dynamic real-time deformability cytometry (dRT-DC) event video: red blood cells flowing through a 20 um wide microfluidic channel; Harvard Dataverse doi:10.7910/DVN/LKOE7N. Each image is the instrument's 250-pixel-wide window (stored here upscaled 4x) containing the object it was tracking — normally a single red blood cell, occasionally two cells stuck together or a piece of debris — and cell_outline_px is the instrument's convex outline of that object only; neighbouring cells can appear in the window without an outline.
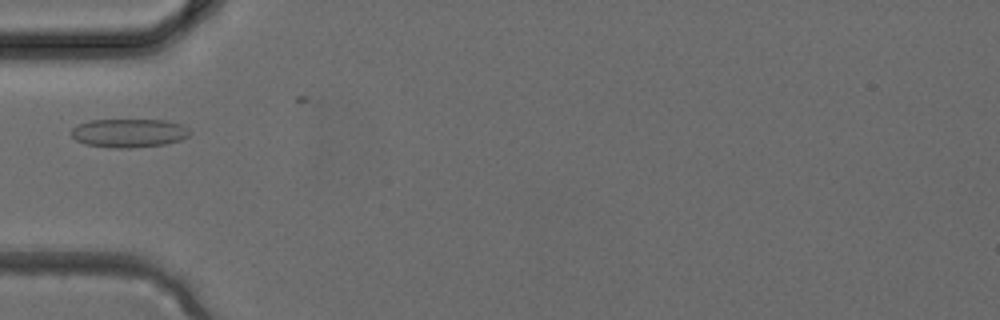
{"species": "common noctule bat (a hibernating species)", "species_latin": "Nyctalus noctula", "temperature_condition": "cold", "stored_images_in_passage": 2, "camera_frame_rate_fps": 3000, "um_per_image_px": 0.085, "animal": {"sex": "female", "body_mass_g": 24.6, "forearm_length_mm": 56.2}, "frame": {"image": 1, "passage_image": 2, "time_ms": 0.333, "image_size_px": [1000, 320], "cell_outline_px": [[192, 132], [188, 136], [180, 140], [164, 144], [132, 148], [112, 148], [84, 144], [76, 140], [72, 136], [72, 128], [88, 120], [164, 120], [180, 124], [188, 128]], "centroid_in_image_um": [10.96, 11.31], "position_along_channel_um": 74.0, "area_um2": 19.77}}